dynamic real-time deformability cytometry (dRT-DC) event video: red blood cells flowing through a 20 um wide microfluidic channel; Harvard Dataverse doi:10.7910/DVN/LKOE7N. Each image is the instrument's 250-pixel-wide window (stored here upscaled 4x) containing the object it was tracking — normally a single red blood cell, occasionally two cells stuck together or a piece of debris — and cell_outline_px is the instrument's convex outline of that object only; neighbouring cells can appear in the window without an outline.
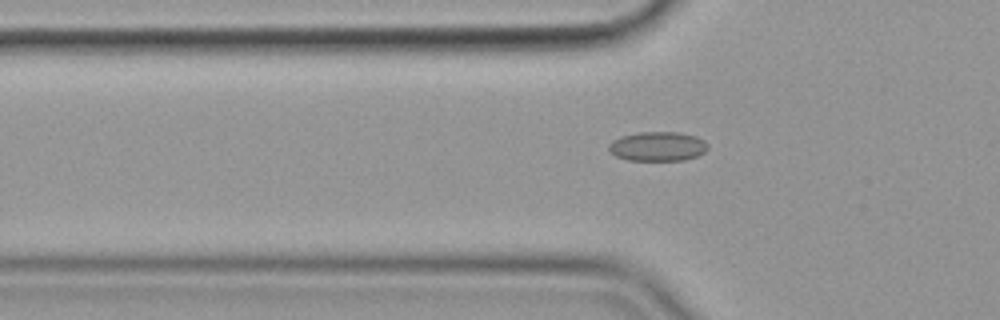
{"species": "common noctule bat (a hibernating species)", "species_latin": "Nyctalus noctula", "temperature_condition": "cold", "stored_images_in_passage": 49, "camera_frame_rate_fps": 3000, "um_per_image_px": 0.085, "animal": {"sex": "female", "body_mass_g": 19.9}, "frame": {"image": 1, "passage_image": 18, "time_ms": 5.667, "image_size_px": [1000, 320], "cell_outline_px": [[708, 148], [704, 152], [696, 156], [684, 160], [628, 160], [616, 156], [608, 148], [608, 144], [612, 140], [620, 136], [640, 132], [676, 132], [696, 136], [704, 140], [708, 144]], "centroid_in_image_um": [55.9, 12.43], "position_along_channel_um": 69.9, "area_um2": 16.94}}
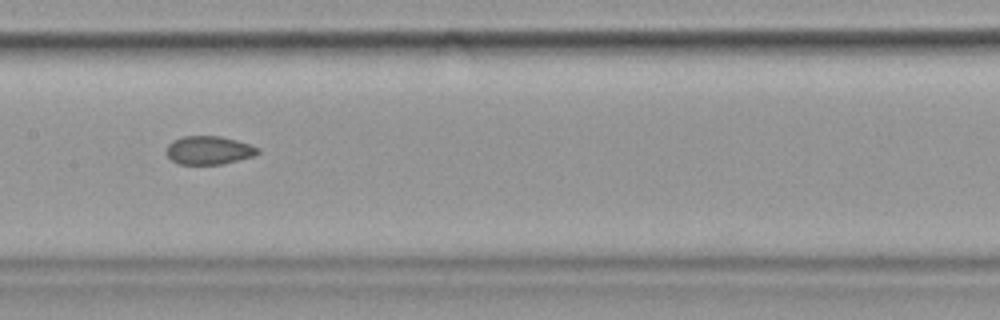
{"frame": {"image": 2, "passage_image": 28, "time_ms": 9.0, "image_size_px": [1000, 320], "cell_outline_px": [[260, 152], [252, 156], [224, 164], [180, 164], [172, 160], [164, 152], [168, 144], [172, 140], [184, 136], [220, 136], [236, 140], [260, 148]], "centroid_in_image_um": [17.72, 12.77], "position_along_channel_um": 189.7, "area_um2": 15.14}}
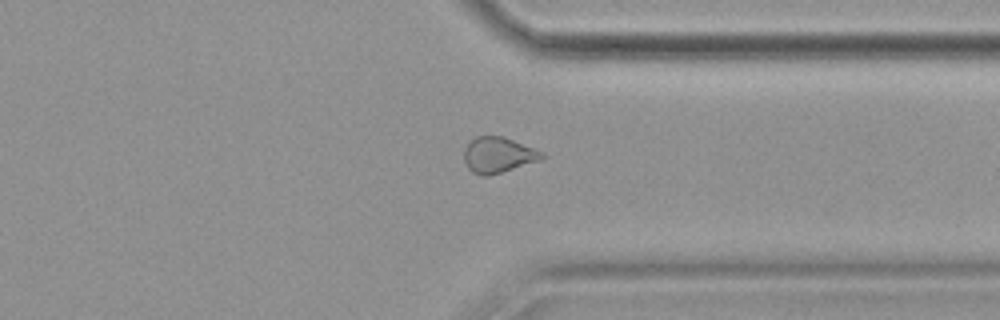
{"frame": {"image": 3, "passage_image": 43, "time_ms": 14.0, "image_size_px": [1000, 320], "cell_outline_px": [[544, 156], [540, 160], [488, 176], [480, 176], [472, 172], [468, 168], [464, 160], [464, 148], [476, 136], [504, 136], [544, 152]], "centroid_in_image_um": [42.33, 13.17], "position_along_channel_um": 369.1, "area_um2": 16.13}, "authors_computed_cell_mechanics": {"area_um2": 16.4152, "velocity_mm_per_s": 3.5953, "shape_relaxation_time_tau1_ms": null, "shape_relaxation_time_tau2_ms": 2.2044, "deformation_change_tau1": null, "deformation_change_tau2": 0.058}}